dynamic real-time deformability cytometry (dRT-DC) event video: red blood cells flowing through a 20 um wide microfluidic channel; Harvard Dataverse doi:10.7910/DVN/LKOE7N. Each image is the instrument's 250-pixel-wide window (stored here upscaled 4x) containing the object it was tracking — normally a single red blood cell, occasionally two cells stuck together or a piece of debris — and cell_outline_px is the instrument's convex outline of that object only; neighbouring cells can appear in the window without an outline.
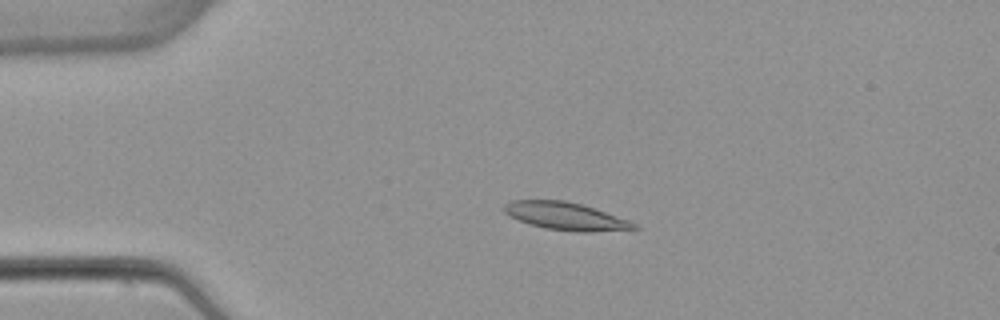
{"species": "common noctule bat (a hibernating species)", "species_latin": "Nyctalus noctula", "temperature_condition": "warm", "stored_images_in_passage": 53, "camera_frame_rate_fps": 3000, "um_per_image_px": 0.085, "animal": {"sex": "female", "body_mass_g": 22.7, "forearm_length_mm": 54.2}, "frame": {"image": 1, "passage_image": 12, "time_ms": 3.667, "image_size_px": [1000, 320], "cell_outline_px": [[640, 228], [592, 232], [576, 232], [544, 228], [528, 224], [508, 216], [504, 212], [504, 204], [512, 200], [564, 200], [584, 204], [632, 220], [640, 224]], "centroid_in_image_um": [48.15, 18.37], "position_along_channel_um": 36.9, "area_um2": 21.5}}
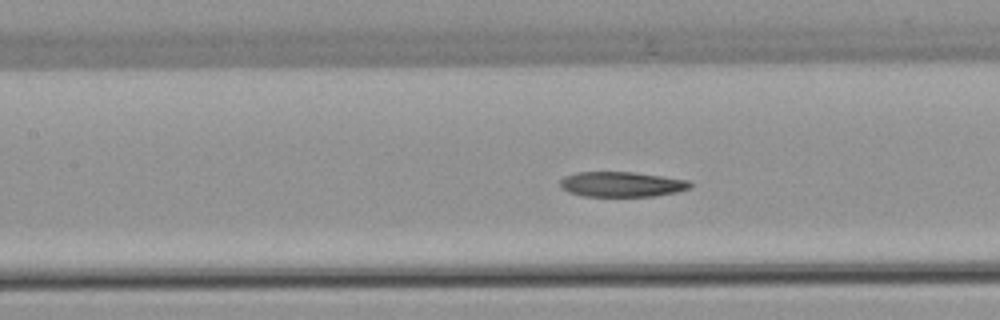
{"frame": {"image": 2, "passage_image": 24, "time_ms": 7.667, "image_size_px": [1000, 320], "cell_outline_px": [[692, 188], [676, 192], [652, 196], [584, 196], [568, 192], [560, 188], [560, 180], [564, 176], [576, 172], [632, 172], [688, 180], [692, 184]], "centroid_in_image_um": [52.81, 15.66], "position_along_channel_um": 154.6, "area_um2": 19.02}}
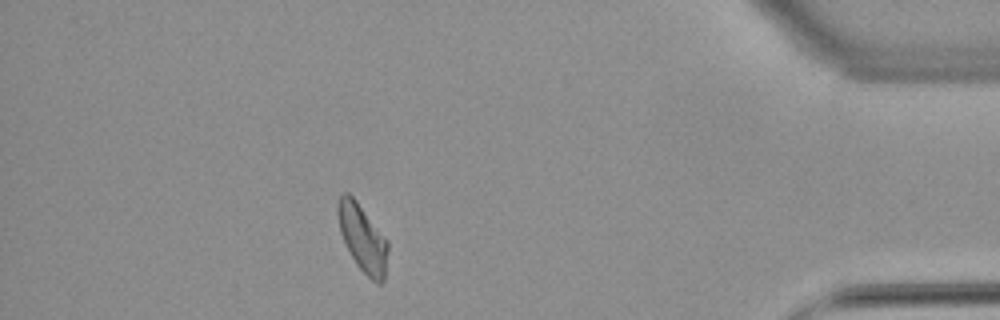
{"frame": {"image": 3, "passage_image": 47, "time_ms": 15.333, "image_size_px": [1000, 320], "cell_outline_px": [[388, 248], [384, 280], [380, 284], [376, 284], [356, 264], [340, 232], [336, 212], [336, 208], [340, 196], [344, 192], [348, 192], [356, 200], [388, 240]], "centroid_in_image_um": [30.82, 20.23], "position_along_channel_um": 404.4, "area_um2": 19.48}, "authors_computed_cell_mechanics": {"area_um2": 19.941, "velocity_mm_per_s": 3.8686, "shape_relaxation_time_tau1_ms": null, "shape_relaxation_time_tau2_ms": 7.7311, "deformation_change_tau1": null, "deformation_change_tau2": 0.1744}}